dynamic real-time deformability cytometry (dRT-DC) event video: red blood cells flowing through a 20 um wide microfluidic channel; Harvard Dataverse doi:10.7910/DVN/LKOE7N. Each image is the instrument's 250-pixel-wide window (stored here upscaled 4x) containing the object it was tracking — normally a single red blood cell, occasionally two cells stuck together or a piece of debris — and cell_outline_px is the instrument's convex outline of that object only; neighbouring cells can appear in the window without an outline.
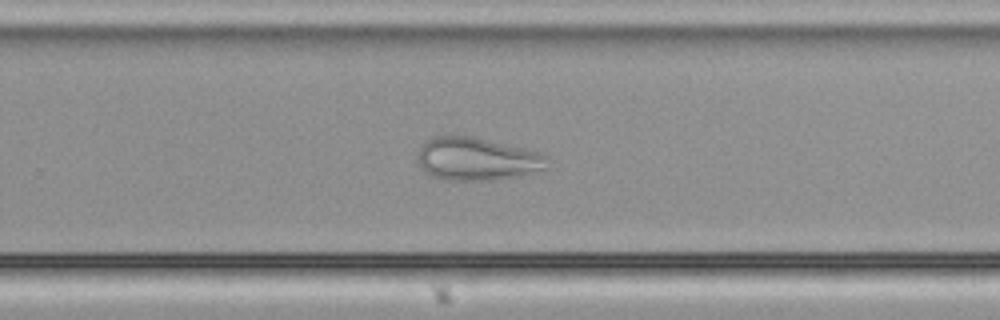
{"species": "common noctule bat (a hibernating species)", "species_latin": "Nyctalus noctula", "temperature_condition": "cold", "stored_images_in_passage": 42, "camera_frame_rate_fps": 3000, "um_per_image_px": 0.085, "animal": {"sex": "male", "body_mass_g": 21.5, "forearm_length_mm": 52.0}, "frame": {"image": 1, "passage_image": 23, "time_ms": 7.333, "image_size_px": [1000, 320], "cell_outline_px": [[552, 160], [544, 168], [520, 176], [492, 180], [444, 180], [432, 176], [424, 172], [420, 168], [416, 160], [416, 152], [432, 136], [472, 136], [540, 152], [548, 156]], "centroid_in_image_um": [40.51, 13.52], "position_along_channel_um": 289.3, "area_um2": 32.71}}
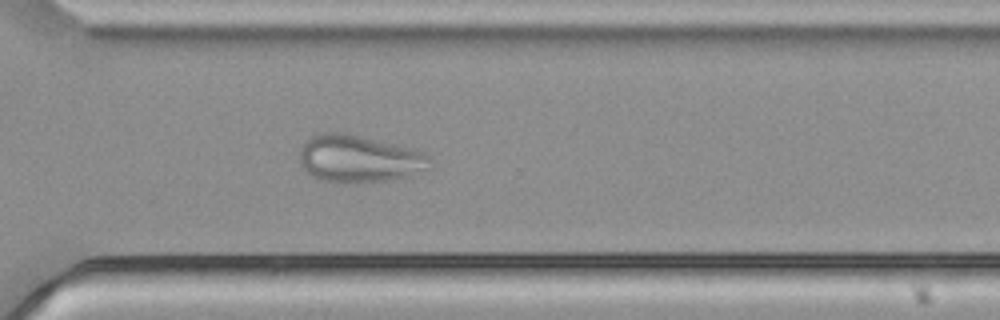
{"frame": {"image": 2, "passage_image": 27, "time_ms": 8.667, "image_size_px": [1000, 320], "cell_outline_px": [[432, 168], [408, 176], [384, 180], [352, 184], [336, 184], [316, 180], [300, 164], [300, 148], [316, 132], [348, 132], [412, 148], [424, 152], [432, 160]], "centroid_in_image_um": [30.51, 13.5], "position_along_channel_um": 340.1, "area_um2": 36.76}}
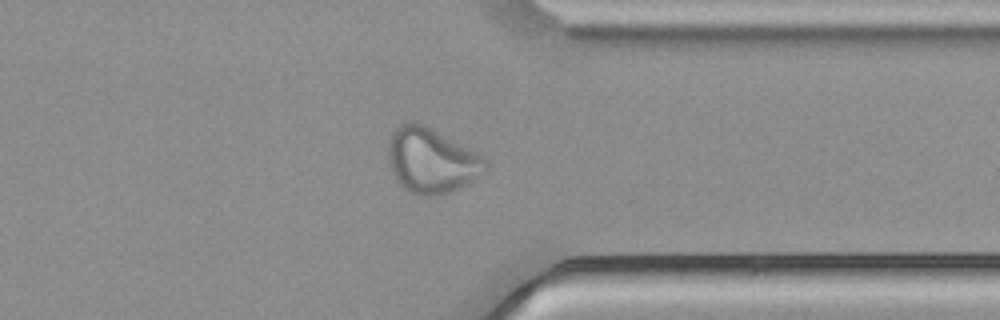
{"frame": {"image": 3, "passage_image": 30, "time_ms": 9.667, "image_size_px": [1000, 320], "cell_outline_px": [[488, 172], [468, 184], [452, 192], [436, 196], [416, 196], [408, 192], [396, 180], [392, 172], [388, 160], [388, 140], [392, 132], [400, 124], [412, 120], [424, 124], [432, 128], [476, 152], [488, 160]], "centroid_in_image_um": [36.69, 13.67], "position_along_channel_um": 374.7, "area_um2": 37.63}}